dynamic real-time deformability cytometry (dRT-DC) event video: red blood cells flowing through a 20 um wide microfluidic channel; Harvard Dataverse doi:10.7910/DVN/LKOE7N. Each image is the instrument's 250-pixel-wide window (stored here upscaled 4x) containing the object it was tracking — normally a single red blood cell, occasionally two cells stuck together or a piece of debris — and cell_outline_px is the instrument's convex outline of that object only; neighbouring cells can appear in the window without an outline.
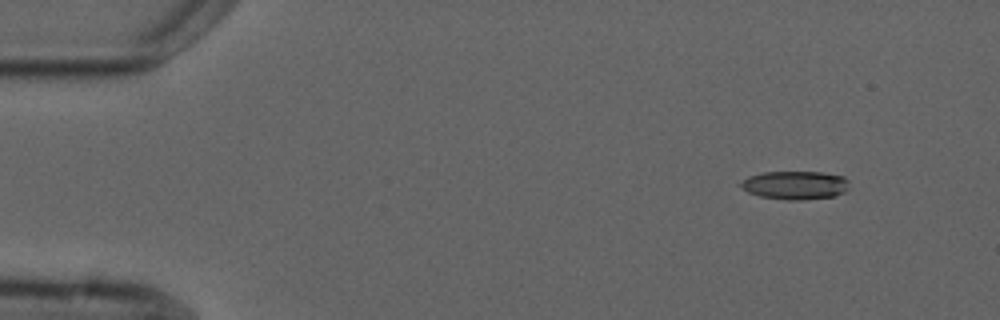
{"species": "common noctule bat (a hibernating species)", "species_latin": "Nyctalus noctula", "temperature_condition": "cold", "stored_images_in_passage": 4, "camera_frame_rate_fps": 3000, "um_per_image_px": 0.085, "animal": {"sex": "male", "forearm_length_mm": 52.5}, "frame": {"image": 1, "passage_image": 1, "time_ms": 0.0, "image_size_px": [1000, 320], "cell_outline_px": [[848, 188], [844, 192], [836, 196], [800, 200], [788, 200], [760, 196], [748, 192], [736, 184], [748, 176], [764, 172], [820, 172], [844, 176], [848, 180]], "centroid_in_image_um": [67.57, 15.74], "position_along_channel_um": 17.4, "area_um2": 18.09}}
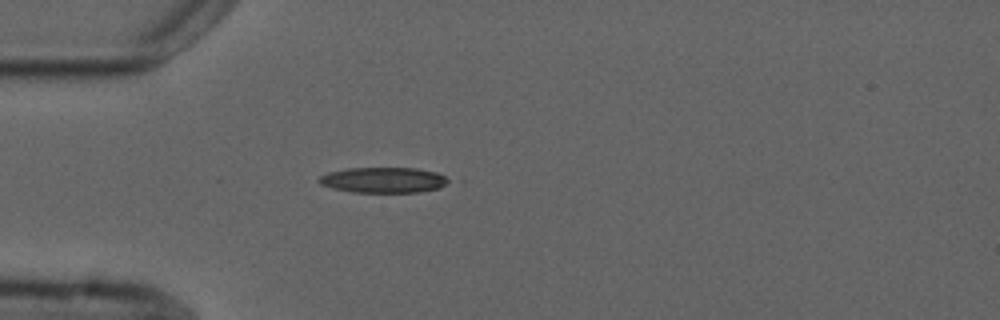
{"frame": {"image": 2, "passage_image": 4, "time_ms": 3.333, "image_size_px": [1000, 320], "cell_outline_px": [[452, 180], [448, 184], [440, 188], [420, 192], [352, 192], [332, 188], [320, 184], [316, 180], [320, 176], [328, 172], [348, 168], [416, 168], [436, 172]], "centroid_in_image_um": [32.61, 15.3], "position_along_channel_um": 52.4, "area_um2": 19.42}}